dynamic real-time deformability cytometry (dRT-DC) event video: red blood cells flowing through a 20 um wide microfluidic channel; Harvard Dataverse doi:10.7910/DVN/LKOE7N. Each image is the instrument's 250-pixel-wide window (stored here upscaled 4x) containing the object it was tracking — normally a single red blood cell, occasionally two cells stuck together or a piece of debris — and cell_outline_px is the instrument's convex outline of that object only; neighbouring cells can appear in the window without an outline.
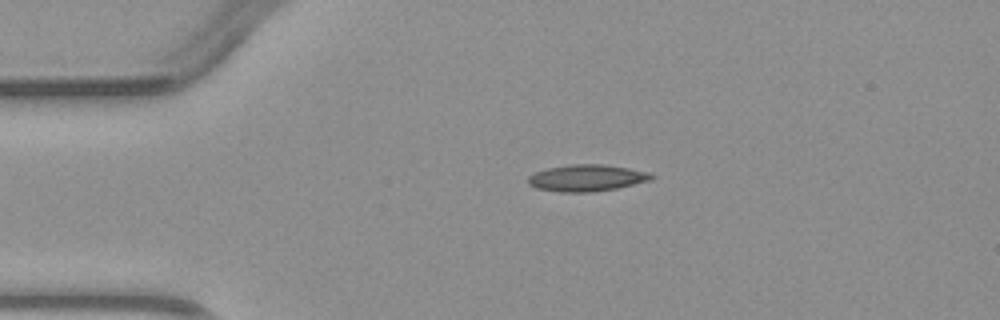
{"species": "common noctule bat (a hibernating species)", "species_latin": "Nyctalus noctula", "temperature_condition": "warm", "stored_images_in_passage": 1, "camera_frame_rate_fps": 3000, "um_per_image_px": 0.085, "animal": {"sex": "male", "body_mass_g": 23.1, "forearm_length_mm": 52.7}, "frame": {"image": 1, "passage_image": 1, "time_ms": 0.0, "image_size_px": [1000, 320], "cell_outline_px": [[656, 176], [652, 180], [616, 188], [592, 192], [560, 192], [536, 188], [528, 184], [528, 176], [536, 172], [548, 168], [572, 164], [604, 164], [628, 168], [648, 172]], "centroid_in_image_um": [49.88, 15.12], "position_along_channel_um": 35.1, "area_um2": 19.13}}